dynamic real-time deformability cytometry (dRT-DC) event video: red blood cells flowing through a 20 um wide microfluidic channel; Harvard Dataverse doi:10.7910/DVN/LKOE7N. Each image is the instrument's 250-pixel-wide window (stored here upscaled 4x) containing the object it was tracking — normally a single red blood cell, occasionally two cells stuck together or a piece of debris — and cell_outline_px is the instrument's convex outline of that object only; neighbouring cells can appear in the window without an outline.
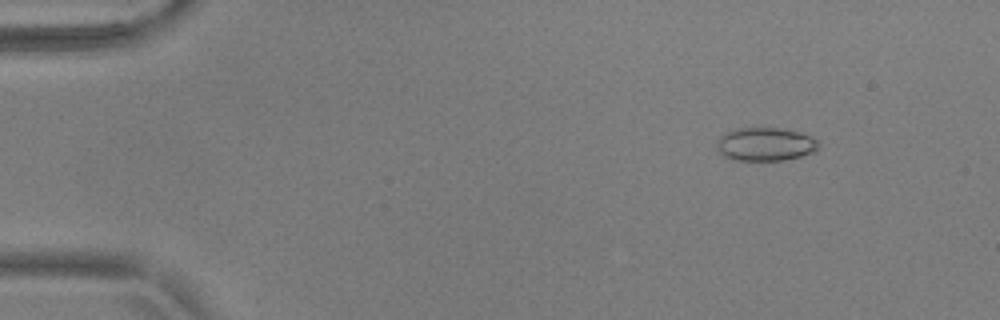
{"species": "common noctule bat (a hibernating species)", "species_latin": "Nyctalus noctula", "temperature_condition": "warm", "stored_images_in_passage": 49, "camera_frame_rate_fps": 3000, "um_per_image_px": 0.085, "animal": {"sex": "male", "body_mass_g": 17.9, "forearm_length_mm": 54.2}, "frame": {"image": 1, "passage_image": 1, "time_ms": 0.0, "image_size_px": [1000, 320], "cell_outline_px": [[820, 148], [816, 152], [784, 160], [732, 160], [724, 156], [716, 148], [716, 140], [720, 136], [736, 128], [784, 128], [800, 132], [812, 136], [820, 144]], "centroid_in_image_um": [65.08, 12.26], "position_along_channel_um": 19.9, "area_um2": 20.06}}
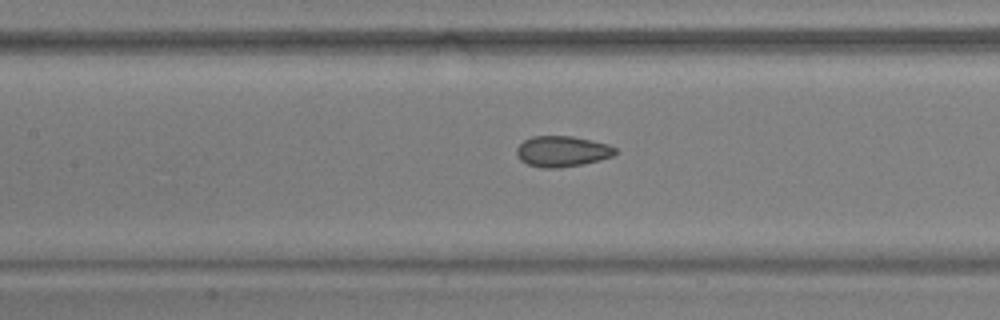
{"frame": {"image": 2, "passage_image": 20, "time_ms": 6.333, "image_size_px": [1000, 320], "cell_outline_px": [[616, 152], [612, 156], [584, 164], [560, 168], [544, 168], [528, 164], [520, 160], [516, 156], [516, 148], [524, 140], [532, 136], [572, 136], [592, 140], [608, 144], [616, 148]], "centroid_in_image_um": [47.76, 12.86], "position_along_channel_um": 159.6, "area_um2": 17.74}}
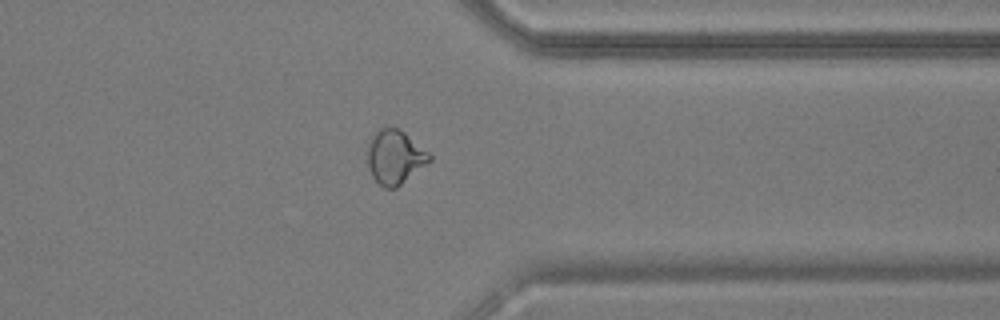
{"frame": {"image": 3, "passage_image": 38, "time_ms": 12.333, "image_size_px": [1000, 320], "cell_outline_px": [[432, 160], [396, 188], [384, 188], [372, 176], [368, 168], [368, 144], [372, 136], [380, 128], [400, 128], [428, 152], [432, 156]], "centroid_in_image_um": [33.57, 13.35], "position_along_channel_um": 377.8, "area_um2": 19.36}, "authors_computed_cell_mechanics": {"area_um2": 18.496, "velocity_mm_per_s": 3.7029, "shape_relaxation_time_tau1_ms": null, "shape_relaxation_time_tau2_ms": 0.9726, "deformation_change_tau1": null, "deformation_change_tau2": 0.0467}}